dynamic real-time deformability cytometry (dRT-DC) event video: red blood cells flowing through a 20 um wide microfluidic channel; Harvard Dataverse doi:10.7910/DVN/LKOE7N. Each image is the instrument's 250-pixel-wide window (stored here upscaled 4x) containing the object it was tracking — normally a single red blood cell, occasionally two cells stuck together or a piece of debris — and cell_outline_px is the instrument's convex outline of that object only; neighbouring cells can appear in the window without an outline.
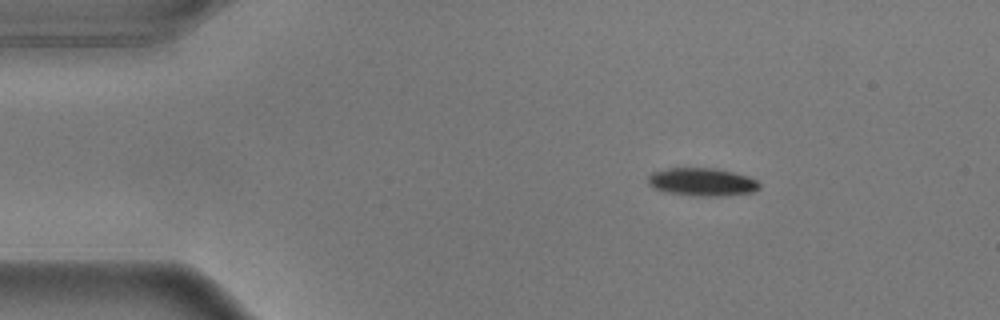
{"species": "common noctule bat (a hibernating species)", "species_latin": "Nyctalus noctula", "temperature_condition": "warm", "stored_images_in_passage": 48, "camera_frame_rate_fps": 3000, "um_per_image_px": 0.085, "animal": {"sex": "male", "body_mass_g": 17.9}, "frame": {"image": 1, "passage_image": 1, "time_ms": 0.0, "image_size_px": [1000, 320], "cell_outline_px": [[760, 188], [752, 192], [724, 196], [696, 196], [668, 192], [652, 188], [648, 184], [648, 176], [652, 172], [668, 168], [716, 168], [748, 176], [756, 180], [760, 184]], "centroid_in_image_um": [59.67, 15.47], "position_along_channel_um": 25.3, "area_um2": 18.21}}
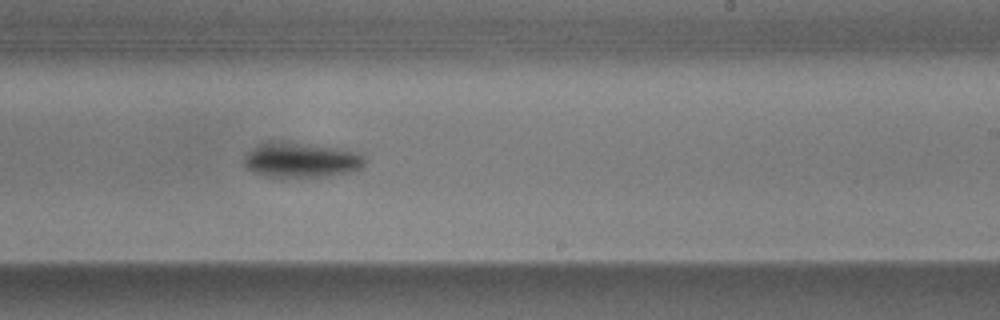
{"frame": {"image": 2, "passage_image": 26, "time_ms": 8.333, "image_size_px": [1000, 320], "cell_outline_px": [[364, 164], [360, 168], [348, 172], [332, 176], [264, 176], [252, 172], [244, 164], [244, 156], [256, 144], [268, 140], [272, 140], [332, 148], [352, 152], [364, 156]], "centroid_in_image_um": [25.5, 13.6], "position_along_channel_um": 263.5, "area_um2": 24.1}}
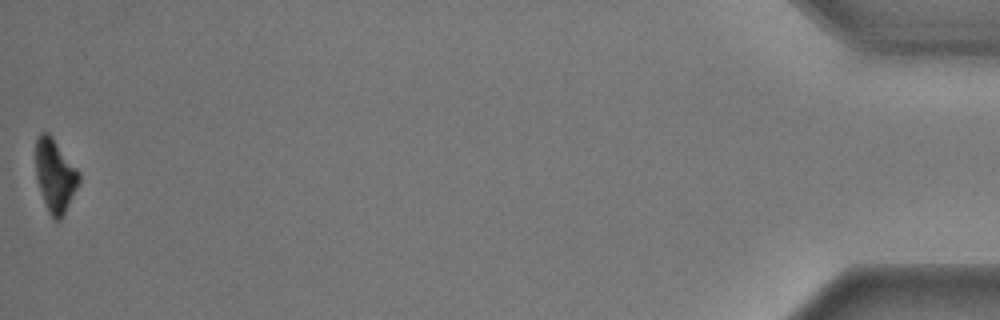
{"frame": {"image": 3, "passage_image": 48, "time_ms": 15.667, "image_size_px": [1000, 320], "cell_outline_px": [[80, 180], [60, 220], [56, 220], [48, 212], [36, 180], [36, 136], [40, 132], [48, 132], [52, 136], [80, 172]], "centroid_in_image_um": [4.66, 14.87], "position_along_channel_um": 430.5, "area_um2": 18.21}, "authors_computed_cell_mechanics": {"area_um2": 21.7039, "velocity_mm_per_s": 3.6121, "shape_relaxation_time_tau1_ms": 2.6277, "shape_relaxation_time_tau2_ms": null, "deformation_change_tau1": 0.1625, "deformation_change_tau2": null}}